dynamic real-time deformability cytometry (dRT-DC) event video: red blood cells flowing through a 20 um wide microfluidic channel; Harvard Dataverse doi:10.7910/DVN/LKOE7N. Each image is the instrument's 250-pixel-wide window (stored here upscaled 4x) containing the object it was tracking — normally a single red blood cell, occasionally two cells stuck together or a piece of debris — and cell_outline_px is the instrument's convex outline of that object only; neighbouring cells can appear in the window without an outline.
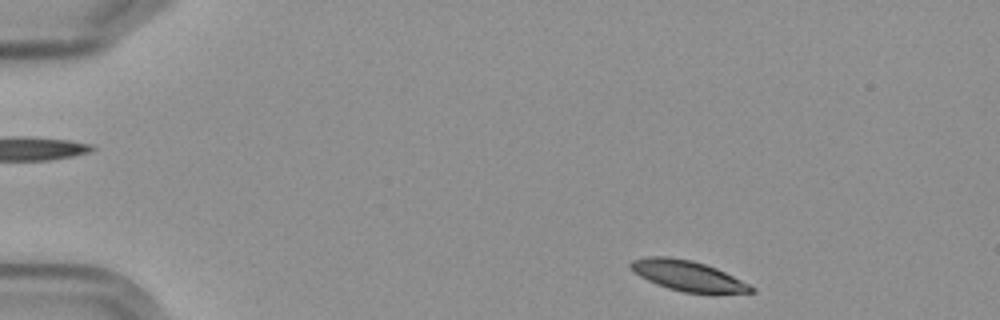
{"species": "Egyptian fruit bat (a non-hibernating species)", "species_latin": "Rousettus aegyptiacus", "temperature_condition": "cold", "stored_images_in_passage": 8, "camera_frame_rate_fps": 3000, "um_per_image_px": 0.085, "frame": {"image": 1, "passage_image": 1, "time_ms": 0.0, "image_size_px": [1000, 320], "cell_outline_px": [[756, 292], [684, 292], [668, 288], [656, 284], [640, 276], [628, 264], [632, 260], [644, 256], [668, 256], [692, 260], [716, 268], [756, 288]], "centroid_in_image_um": [58.41, 23.41], "position_along_channel_um": 26.6, "area_um2": 20.81}}
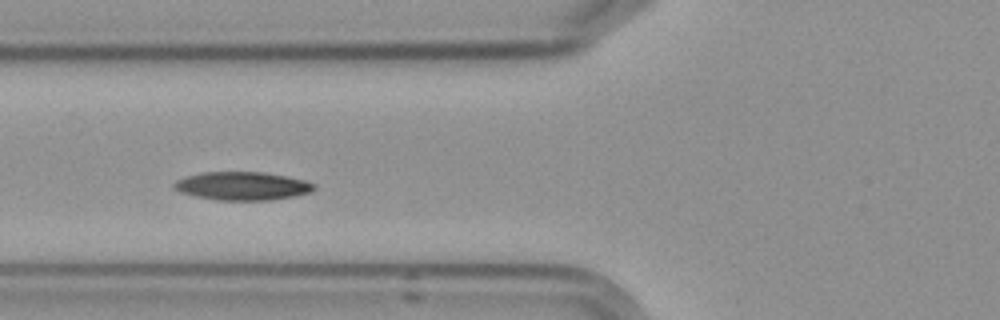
{"frame": {"image": 2, "passage_image": 5, "time_ms": 4.667, "image_size_px": [1000, 320], "cell_outline_px": [[316, 188], [312, 192], [296, 196], [272, 200], [216, 200], [196, 196], [180, 192], [172, 188], [172, 184], [176, 180], [188, 176], [204, 172], [264, 172], [304, 180], [316, 184]], "centroid_in_image_um": [20.62, 15.81], "position_along_channel_um": 105.2, "area_um2": 23.18}}
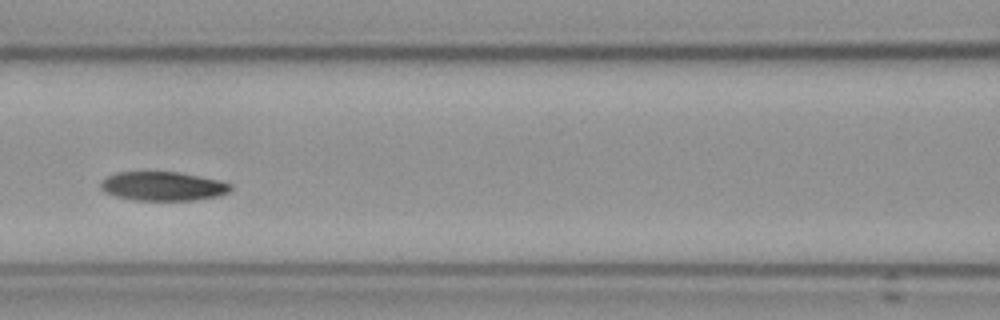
{"frame": {"image": 3, "passage_image": 6, "time_ms": 6.0, "image_size_px": [1000, 320], "cell_outline_px": [[232, 188], [228, 192], [220, 196], [196, 200], [132, 200], [116, 196], [104, 192], [100, 188], [100, 180], [116, 172], [176, 172], [220, 180], [232, 184]], "centroid_in_image_um": [13.84, 15.83], "position_along_channel_um": 152.8, "area_um2": 22.08}}